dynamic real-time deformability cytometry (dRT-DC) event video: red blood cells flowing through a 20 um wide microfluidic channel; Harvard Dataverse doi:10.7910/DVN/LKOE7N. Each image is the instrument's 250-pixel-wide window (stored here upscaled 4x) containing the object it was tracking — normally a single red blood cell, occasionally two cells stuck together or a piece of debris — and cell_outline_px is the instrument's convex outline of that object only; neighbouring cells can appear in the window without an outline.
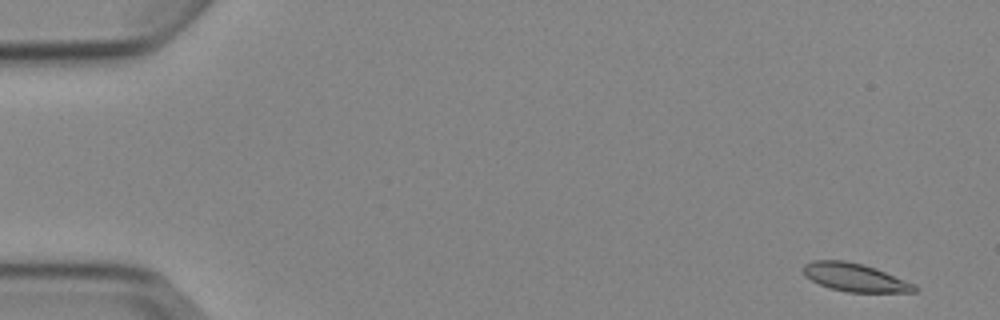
{"species": "Egyptian fruit bat (a non-hibernating species)", "species_latin": "Rousettus aegyptiacus", "temperature_condition": "cold", "stored_images_in_passage": 5, "segment_of_instrument_passage": [2, 2], "camera_frame_rate_fps": 3000, "um_per_image_px": 0.085, "animal": {"sex": "female"}, "frame": {"image": 1, "passage_image": 5, "time_ms": 5.0, "image_size_px": [1000, 320], "cell_outline_px": [[920, 288], [916, 292], [848, 292], [832, 288], [820, 284], [804, 276], [800, 268], [804, 264], [812, 260], [844, 260], [864, 264], [876, 268], [916, 284]], "centroid_in_image_um": [72.67, 23.57], "position_along_channel_um": 12.3, "area_um2": 18.5}}